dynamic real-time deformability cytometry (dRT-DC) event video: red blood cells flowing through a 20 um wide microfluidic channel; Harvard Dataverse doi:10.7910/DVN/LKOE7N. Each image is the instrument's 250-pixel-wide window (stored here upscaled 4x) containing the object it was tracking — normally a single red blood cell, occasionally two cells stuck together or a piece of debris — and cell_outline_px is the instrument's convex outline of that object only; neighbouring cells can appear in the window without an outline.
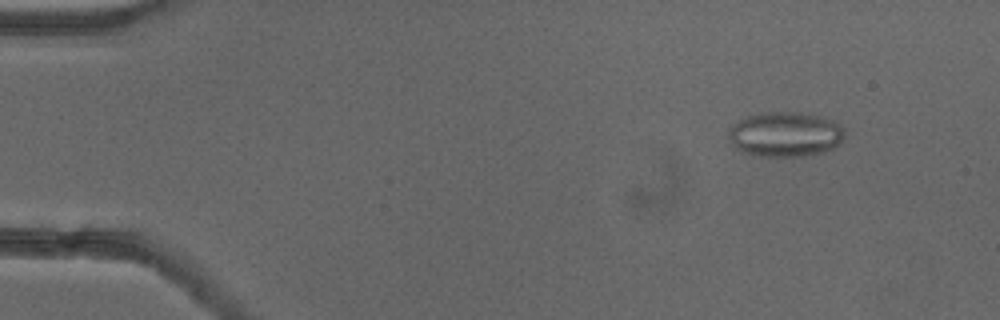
{"species": "common noctule bat (a hibernating species)", "species_latin": "Nyctalus noctula", "temperature_condition": "cold", "stored_images_in_passage": 53, "camera_frame_rate_fps": 3000, "um_per_image_px": 0.085, "animal": {"sex": "female"}, "frame": {"image": 1, "passage_image": 6, "time_ms": 1.667, "image_size_px": [1000, 320], "cell_outline_px": [[844, 136], [832, 148], [824, 152], [804, 156], [752, 156], [736, 148], [732, 144], [728, 136], [728, 132], [740, 120], [748, 116], [768, 112], [800, 112], [820, 116], [836, 120], [844, 128]], "centroid_in_image_um": [66.77, 11.42], "position_along_channel_um": 18.2, "area_um2": 30.29}}
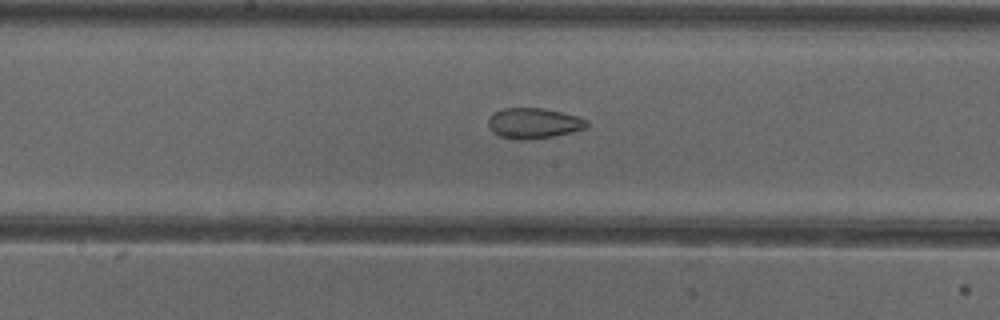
{"frame": {"image": 2, "passage_image": 28, "time_ms": 9.0, "image_size_px": [1000, 320], "cell_outline_px": [[588, 128], [556, 136], [528, 140], [516, 140], [500, 136], [492, 132], [488, 124], [488, 116], [492, 112], [504, 108], [540, 108], [560, 112], [576, 116], [588, 120]], "centroid_in_image_um": [45.34, 10.49], "position_along_channel_um": 202.9, "area_um2": 17.74}}
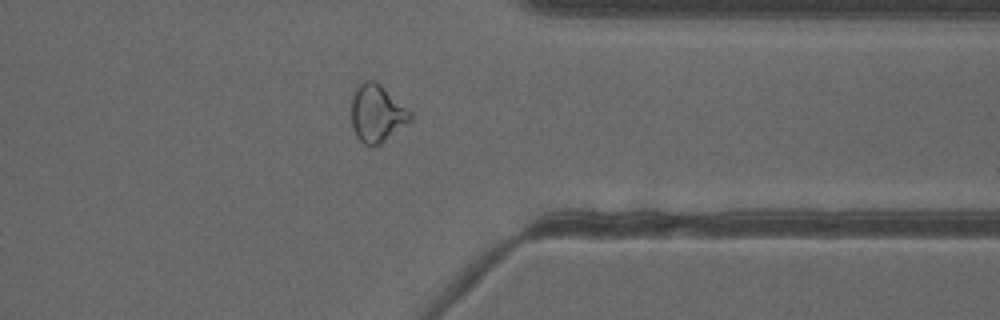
{"frame": {"image": 3, "passage_image": 42, "time_ms": 13.667, "image_size_px": [1000, 320], "cell_outline_px": [[412, 120], [376, 148], [368, 148], [356, 136], [352, 128], [352, 92], [356, 84], [364, 80], [376, 80], [412, 112]], "centroid_in_image_um": [32.02, 9.65], "position_along_channel_um": 379.4, "area_um2": 20.35}, "authors_computed_cell_mechanics": {"area_um2": 21.386, "velocity_mm_per_s": 3.9286, "shape_relaxation_time_tau1_ms": null, "shape_relaxation_time_tau2_ms": 2.9665, "deformation_change_tau1": null, "deformation_change_tau2": 0.0905}}